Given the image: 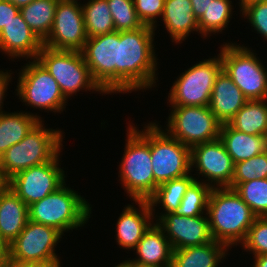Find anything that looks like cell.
Masks as SVG:
<instances>
[{"mask_svg":"<svg viewBox=\"0 0 267 267\" xmlns=\"http://www.w3.org/2000/svg\"><path fill=\"white\" fill-rule=\"evenodd\" d=\"M19 74L16 91L25 105L53 112L65 109L67 99L56 80L37 59L26 64Z\"/></svg>","mask_w":267,"mask_h":267,"instance_id":"cell-12","label":"cell"},{"mask_svg":"<svg viewBox=\"0 0 267 267\" xmlns=\"http://www.w3.org/2000/svg\"><path fill=\"white\" fill-rule=\"evenodd\" d=\"M115 267H136V266L129 264L127 261H123L122 263L118 264Z\"/></svg>","mask_w":267,"mask_h":267,"instance_id":"cell-48","label":"cell"},{"mask_svg":"<svg viewBox=\"0 0 267 267\" xmlns=\"http://www.w3.org/2000/svg\"><path fill=\"white\" fill-rule=\"evenodd\" d=\"M241 245L254 256L267 254V222L256 217Z\"/></svg>","mask_w":267,"mask_h":267,"instance_id":"cell-36","label":"cell"},{"mask_svg":"<svg viewBox=\"0 0 267 267\" xmlns=\"http://www.w3.org/2000/svg\"><path fill=\"white\" fill-rule=\"evenodd\" d=\"M234 190L257 217L267 211V178L240 183Z\"/></svg>","mask_w":267,"mask_h":267,"instance_id":"cell-33","label":"cell"},{"mask_svg":"<svg viewBox=\"0 0 267 267\" xmlns=\"http://www.w3.org/2000/svg\"><path fill=\"white\" fill-rule=\"evenodd\" d=\"M139 256L135 260H126L136 267L172 265L173 248L163 230L152 224L134 248Z\"/></svg>","mask_w":267,"mask_h":267,"instance_id":"cell-20","label":"cell"},{"mask_svg":"<svg viewBox=\"0 0 267 267\" xmlns=\"http://www.w3.org/2000/svg\"><path fill=\"white\" fill-rule=\"evenodd\" d=\"M219 139L234 163L248 160L267 150L265 136L240 132L228 123L221 124Z\"/></svg>","mask_w":267,"mask_h":267,"instance_id":"cell-23","label":"cell"},{"mask_svg":"<svg viewBox=\"0 0 267 267\" xmlns=\"http://www.w3.org/2000/svg\"><path fill=\"white\" fill-rule=\"evenodd\" d=\"M10 184V179L6 176L5 172L0 168V195L3 194Z\"/></svg>","mask_w":267,"mask_h":267,"instance_id":"cell-44","label":"cell"},{"mask_svg":"<svg viewBox=\"0 0 267 267\" xmlns=\"http://www.w3.org/2000/svg\"><path fill=\"white\" fill-rule=\"evenodd\" d=\"M154 29L143 25L136 30L118 31L116 92L126 93L155 86L157 58L154 52ZM125 91V92H124Z\"/></svg>","mask_w":267,"mask_h":267,"instance_id":"cell-1","label":"cell"},{"mask_svg":"<svg viewBox=\"0 0 267 267\" xmlns=\"http://www.w3.org/2000/svg\"><path fill=\"white\" fill-rule=\"evenodd\" d=\"M19 12L20 8L16 7L13 3L0 0V32L2 28L7 25Z\"/></svg>","mask_w":267,"mask_h":267,"instance_id":"cell-39","label":"cell"},{"mask_svg":"<svg viewBox=\"0 0 267 267\" xmlns=\"http://www.w3.org/2000/svg\"><path fill=\"white\" fill-rule=\"evenodd\" d=\"M158 217L159 221H156V224L169 239L173 250L213 241L208 217L202 215L187 217L175 213H164Z\"/></svg>","mask_w":267,"mask_h":267,"instance_id":"cell-17","label":"cell"},{"mask_svg":"<svg viewBox=\"0 0 267 267\" xmlns=\"http://www.w3.org/2000/svg\"><path fill=\"white\" fill-rule=\"evenodd\" d=\"M195 180L197 179L189 174L159 185L155 193L148 199L152 212L155 210L154 206L161 204L165 213H174L180 206L187 189Z\"/></svg>","mask_w":267,"mask_h":267,"instance_id":"cell-29","label":"cell"},{"mask_svg":"<svg viewBox=\"0 0 267 267\" xmlns=\"http://www.w3.org/2000/svg\"><path fill=\"white\" fill-rule=\"evenodd\" d=\"M191 167L197 168L199 175L208 178L206 181L212 184V188L215 185L224 188L232 183L235 163L218 138L191 148Z\"/></svg>","mask_w":267,"mask_h":267,"instance_id":"cell-16","label":"cell"},{"mask_svg":"<svg viewBox=\"0 0 267 267\" xmlns=\"http://www.w3.org/2000/svg\"><path fill=\"white\" fill-rule=\"evenodd\" d=\"M5 1L13 3L16 7L21 8L23 6L30 4L34 0H5Z\"/></svg>","mask_w":267,"mask_h":267,"instance_id":"cell-46","label":"cell"},{"mask_svg":"<svg viewBox=\"0 0 267 267\" xmlns=\"http://www.w3.org/2000/svg\"><path fill=\"white\" fill-rule=\"evenodd\" d=\"M39 120L40 116L32 113L3 112L0 115V157L11 146L24 139Z\"/></svg>","mask_w":267,"mask_h":267,"instance_id":"cell-26","label":"cell"},{"mask_svg":"<svg viewBox=\"0 0 267 267\" xmlns=\"http://www.w3.org/2000/svg\"><path fill=\"white\" fill-rule=\"evenodd\" d=\"M0 267H40L33 263L19 262L12 258H9L5 263L0 265Z\"/></svg>","mask_w":267,"mask_h":267,"instance_id":"cell-43","label":"cell"},{"mask_svg":"<svg viewBox=\"0 0 267 267\" xmlns=\"http://www.w3.org/2000/svg\"><path fill=\"white\" fill-rule=\"evenodd\" d=\"M267 99L248 100L228 124L246 134L265 136L267 132Z\"/></svg>","mask_w":267,"mask_h":267,"instance_id":"cell-27","label":"cell"},{"mask_svg":"<svg viewBox=\"0 0 267 267\" xmlns=\"http://www.w3.org/2000/svg\"><path fill=\"white\" fill-rule=\"evenodd\" d=\"M232 1L212 0L211 4L198 19L199 33L204 37L213 32H222L230 22L232 15Z\"/></svg>","mask_w":267,"mask_h":267,"instance_id":"cell-32","label":"cell"},{"mask_svg":"<svg viewBox=\"0 0 267 267\" xmlns=\"http://www.w3.org/2000/svg\"><path fill=\"white\" fill-rule=\"evenodd\" d=\"M47 267H61L60 265H55V266H47Z\"/></svg>","mask_w":267,"mask_h":267,"instance_id":"cell-52","label":"cell"},{"mask_svg":"<svg viewBox=\"0 0 267 267\" xmlns=\"http://www.w3.org/2000/svg\"><path fill=\"white\" fill-rule=\"evenodd\" d=\"M58 154L53 160L32 166L10 178V189L27 205H31L55 192L65 183L64 171Z\"/></svg>","mask_w":267,"mask_h":267,"instance_id":"cell-14","label":"cell"},{"mask_svg":"<svg viewBox=\"0 0 267 267\" xmlns=\"http://www.w3.org/2000/svg\"><path fill=\"white\" fill-rule=\"evenodd\" d=\"M222 70L217 58L200 61L177 78L168 95L171 106H209L217 75Z\"/></svg>","mask_w":267,"mask_h":267,"instance_id":"cell-10","label":"cell"},{"mask_svg":"<svg viewBox=\"0 0 267 267\" xmlns=\"http://www.w3.org/2000/svg\"><path fill=\"white\" fill-rule=\"evenodd\" d=\"M162 19L172 42L182 43L189 33L199 31L191 0H165Z\"/></svg>","mask_w":267,"mask_h":267,"instance_id":"cell-22","label":"cell"},{"mask_svg":"<svg viewBox=\"0 0 267 267\" xmlns=\"http://www.w3.org/2000/svg\"><path fill=\"white\" fill-rule=\"evenodd\" d=\"M43 125L42 120H39L24 139L0 157V168L9 179L32 166L49 162L60 154L62 131L45 129Z\"/></svg>","mask_w":267,"mask_h":267,"instance_id":"cell-4","label":"cell"},{"mask_svg":"<svg viewBox=\"0 0 267 267\" xmlns=\"http://www.w3.org/2000/svg\"><path fill=\"white\" fill-rule=\"evenodd\" d=\"M138 131L129 125L124 155L119 167L121 183L130 199L148 200L155 193L150 153V124Z\"/></svg>","mask_w":267,"mask_h":267,"instance_id":"cell-3","label":"cell"},{"mask_svg":"<svg viewBox=\"0 0 267 267\" xmlns=\"http://www.w3.org/2000/svg\"><path fill=\"white\" fill-rule=\"evenodd\" d=\"M261 218L267 222V211L261 216Z\"/></svg>","mask_w":267,"mask_h":267,"instance_id":"cell-49","label":"cell"},{"mask_svg":"<svg viewBox=\"0 0 267 267\" xmlns=\"http://www.w3.org/2000/svg\"><path fill=\"white\" fill-rule=\"evenodd\" d=\"M211 190L212 186L209 182L195 180L187 189L180 206L174 213L187 217L203 215L204 210L207 211Z\"/></svg>","mask_w":267,"mask_h":267,"instance_id":"cell-31","label":"cell"},{"mask_svg":"<svg viewBox=\"0 0 267 267\" xmlns=\"http://www.w3.org/2000/svg\"><path fill=\"white\" fill-rule=\"evenodd\" d=\"M256 178H267V150L248 160L235 163L232 183L228 188L234 189L238 184Z\"/></svg>","mask_w":267,"mask_h":267,"instance_id":"cell-34","label":"cell"},{"mask_svg":"<svg viewBox=\"0 0 267 267\" xmlns=\"http://www.w3.org/2000/svg\"><path fill=\"white\" fill-rule=\"evenodd\" d=\"M29 220L28 206L10 189L0 195V232L11 243Z\"/></svg>","mask_w":267,"mask_h":267,"instance_id":"cell-24","label":"cell"},{"mask_svg":"<svg viewBox=\"0 0 267 267\" xmlns=\"http://www.w3.org/2000/svg\"><path fill=\"white\" fill-rule=\"evenodd\" d=\"M260 1H264V0H240L239 4H240V8H242L244 6L250 5L255 2H260Z\"/></svg>","mask_w":267,"mask_h":267,"instance_id":"cell-47","label":"cell"},{"mask_svg":"<svg viewBox=\"0 0 267 267\" xmlns=\"http://www.w3.org/2000/svg\"><path fill=\"white\" fill-rule=\"evenodd\" d=\"M135 203L139 204V211L133 205L124 207V211L120 214L116 225V240L118 245L124 249H134L144 233L153 224L151 221L154 215L149 201L135 200Z\"/></svg>","mask_w":267,"mask_h":267,"instance_id":"cell-19","label":"cell"},{"mask_svg":"<svg viewBox=\"0 0 267 267\" xmlns=\"http://www.w3.org/2000/svg\"><path fill=\"white\" fill-rule=\"evenodd\" d=\"M64 183L55 192L28 206L29 220L56 228L62 234L84 226L90 218L89 203Z\"/></svg>","mask_w":267,"mask_h":267,"instance_id":"cell-5","label":"cell"},{"mask_svg":"<svg viewBox=\"0 0 267 267\" xmlns=\"http://www.w3.org/2000/svg\"><path fill=\"white\" fill-rule=\"evenodd\" d=\"M87 38L82 5L59 0L50 34L43 45L53 50L81 52Z\"/></svg>","mask_w":267,"mask_h":267,"instance_id":"cell-15","label":"cell"},{"mask_svg":"<svg viewBox=\"0 0 267 267\" xmlns=\"http://www.w3.org/2000/svg\"><path fill=\"white\" fill-rule=\"evenodd\" d=\"M255 261L253 267H267V254L254 256Z\"/></svg>","mask_w":267,"mask_h":267,"instance_id":"cell-45","label":"cell"},{"mask_svg":"<svg viewBox=\"0 0 267 267\" xmlns=\"http://www.w3.org/2000/svg\"><path fill=\"white\" fill-rule=\"evenodd\" d=\"M248 99L222 69L212 89L209 108L221 124L228 123Z\"/></svg>","mask_w":267,"mask_h":267,"instance_id":"cell-21","label":"cell"},{"mask_svg":"<svg viewBox=\"0 0 267 267\" xmlns=\"http://www.w3.org/2000/svg\"><path fill=\"white\" fill-rule=\"evenodd\" d=\"M206 215L213 240L225 244L228 249L245 240L257 217L236 191L228 187L212 188Z\"/></svg>","mask_w":267,"mask_h":267,"instance_id":"cell-2","label":"cell"},{"mask_svg":"<svg viewBox=\"0 0 267 267\" xmlns=\"http://www.w3.org/2000/svg\"><path fill=\"white\" fill-rule=\"evenodd\" d=\"M161 129L158 124L150 122V153L155 191L159 185L188 175L192 170L191 148Z\"/></svg>","mask_w":267,"mask_h":267,"instance_id":"cell-8","label":"cell"},{"mask_svg":"<svg viewBox=\"0 0 267 267\" xmlns=\"http://www.w3.org/2000/svg\"><path fill=\"white\" fill-rule=\"evenodd\" d=\"M10 80H11L10 72L8 73V71L6 72L0 71V115L3 113V111L1 110L3 104V98Z\"/></svg>","mask_w":267,"mask_h":267,"instance_id":"cell-41","label":"cell"},{"mask_svg":"<svg viewBox=\"0 0 267 267\" xmlns=\"http://www.w3.org/2000/svg\"><path fill=\"white\" fill-rule=\"evenodd\" d=\"M87 37H96L115 31L107 0H89L82 4Z\"/></svg>","mask_w":267,"mask_h":267,"instance_id":"cell-30","label":"cell"},{"mask_svg":"<svg viewBox=\"0 0 267 267\" xmlns=\"http://www.w3.org/2000/svg\"><path fill=\"white\" fill-rule=\"evenodd\" d=\"M167 133L185 146L211 142L219 138L221 123L209 106H171Z\"/></svg>","mask_w":267,"mask_h":267,"instance_id":"cell-9","label":"cell"},{"mask_svg":"<svg viewBox=\"0 0 267 267\" xmlns=\"http://www.w3.org/2000/svg\"><path fill=\"white\" fill-rule=\"evenodd\" d=\"M59 0H34L20 8L24 21L44 42L50 34Z\"/></svg>","mask_w":267,"mask_h":267,"instance_id":"cell-28","label":"cell"},{"mask_svg":"<svg viewBox=\"0 0 267 267\" xmlns=\"http://www.w3.org/2000/svg\"><path fill=\"white\" fill-rule=\"evenodd\" d=\"M227 246L218 241L173 250L172 267H217Z\"/></svg>","mask_w":267,"mask_h":267,"instance_id":"cell-25","label":"cell"},{"mask_svg":"<svg viewBox=\"0 0 267 267\" xmlns=\"http://www.w3.org/2000/svg\"><path fill=\"white\" fill-rule=\"evenodd\" d=\"M63 1L77 2L78 0H63Z\"/></svg>","mask_w":267,"mask_h":267,"instance_id":"cell-51","label":"cell"},{"mask_svg":"<svg viewBox=\"0 0 267 267\" xmlns=\"http://www.w3.org/2000/svg\"><path fill=\"white\" fill-rule=\"evenodd\" d=\"M151 267H172V265H164V266H151Z\"/></svg>","mask_w":267,"mask_h":267,"instance_id":"cell-50","label":"cell"},{"mask_svg":"<svg viewBox=\"0 0 267 267\" xmlns=\"http://www.w3.org/2000/svg\"><path fill=\"white\" fill-rule=\"evenodd\" d=\"M220 58L222 69L248 100L267 99V70L250 48L226 43Z\"/></svg>","mask_w":267,"mask_h":267,"instance_id":"cell-6","label":"cell"},{"mask_svg":"<svg viewBox=\"0 0 267 267\" xmlns=\"http://www.w3.org/2000/svg\"><path fill=\"white\" fill-rule=\"evenodd\" d=\"M37 60L56 80L66 99L82 88L105 93L93 80L82 52L53 50L43 46Z\"/></svg>","mask_w":267,"mask_h":267,"instance_id":"cell-7","label":"cell"},{"mask_svg":"<svg viewBox=\"0 0 267 267\" xmlns=\"http://www.w3.org/2000/svg\"><path fill=\"white\" fill-rule=\"evenodd\" d=\"M43 46L20 12L0 32V50L11 58L37 59Z\"/></svg>","mask_w":267,"mask_h":267,"instance_id":"cell-18","label":"cell"},{"mask_svg":"<svg viewBox=\"0 0 267 267\" xmlns=\"http://www.w3.org/2000/svg\"><path fill=\"white\" fill-rule=\"evenodd\" d=\"M212 0H191L194 16L199 19L207 10Z\"/></svg>","mask_w":267,"mask_h":267,"instance_id":"cell-40","label":"cell"},{"mask_svg":"<svg viewBox=\"0 0 267 267\" xmlns=\"http://www.w3.org/2000/svg\"><path fill=\"white\" fill-rule=\"evenodd\" d=\"M115 31L136 30L143 26L139 20L133 0H107Z\"/></svg>","mask_w":267,"mask_h":267,"instance_id":"cell-35","label":"cell"},{"mask_svg":"<svg viewBox=\"0 0 267 267\" xmlns=\"http://www.w3.org/2000/svg\"><path fill=\"white\" fill-rule=\"evenodd\" d=\"M10 258V243L3 237L0 232V265Z\"/></svg>","mask_w":267,"mask_h":267,"instance_id":"cell-42","label":"cell"},{"mask_svg":"<svg viewBox=\"0 0 267 267\" xmlns=\"http://www.w3.org/2000/svg\"><path fill=\"white\" fill-rule=\"evenodd\" d=\"M81 52L93 80L105 94L116 93L118 31L87 38Z\"/></svg>","mask_w":267,"mask_h":267,"instance_id":"cell-13","label":"cell"},{"mask_svg":"<svg viewBox=\"0 0 267 267\" xmlns=\"http://www.w3.org/2000/svg\"><path fill=\"white\" fill-rule=\"evenodd\" d=\"M63 235L56 228L28 220L10 243V258L40 267L60 265L55 246Z\"/></svg>","mask_w":267,"mask_h":267,"instance_id":"cell-11","label":"cell"},{"mask_svg":"<svg viewBox=\"0 0 267 267\" xmlns=\"http://www.w3.org/2000/svg\"><path fill=\"white\" fill-rule=\"evenodd\" d=\"M139 20L143 25L156 28L157 16H162L165 0H133Z\"/></svg>","mask_w":267,"mask_h":267,"instance_id":"cell-37","label":"cell"},{"mask_svg":"<svg viewBox=\"0 0 267 267\" xmlns=\"http://www.w3.org/2000/svg\"><path fill=\"white\" fill-rule=\"evenodd\" d=\"M240 11L244 18L249 19L251 26L267 39V0L244 6Z\"/></svg>","mask_w":267,"mask_h":267,"instance_id":"cell-38","label":"cell"}]
</instances>
